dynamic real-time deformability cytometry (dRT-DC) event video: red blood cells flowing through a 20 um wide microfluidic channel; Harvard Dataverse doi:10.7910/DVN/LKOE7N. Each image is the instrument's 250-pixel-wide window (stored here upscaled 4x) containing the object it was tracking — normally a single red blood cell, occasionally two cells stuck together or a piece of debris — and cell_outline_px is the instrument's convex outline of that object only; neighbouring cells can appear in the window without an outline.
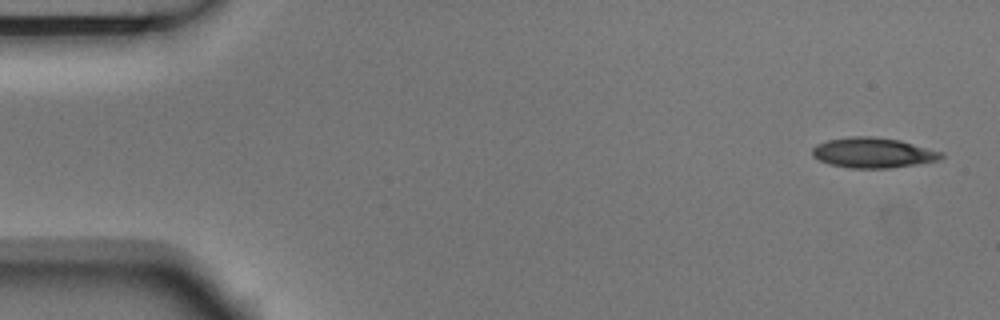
{"species": "Egyptian fruit bat (a non-hibernating species)", "species_latin": "Rousettus aegyptiacus", "temperature_condition": "room temperature", "stored_images_in_passage": 4, "camera_frame_rate_fps": 3000, "um_per_image_px": 0.085, "animal": {"sex": "male"}, "frame": {"image": 1, "passage_image": 1, "time_ms": 0.0, "image_size_px": [1000, 320], "cell_outline_px": [[944, 156], [940, 160], [916, 164], [888, 168], [852, 168], [828, 164], [812, 156], [812, 148], [816, 144], [828, 140], [848, 136], [872, 136], [900, 140], [944, 152]], "centroid_in_image_um": [74.21, 12.97], "position_along_channel_um": 10.8, "area_um2": 22.83}}